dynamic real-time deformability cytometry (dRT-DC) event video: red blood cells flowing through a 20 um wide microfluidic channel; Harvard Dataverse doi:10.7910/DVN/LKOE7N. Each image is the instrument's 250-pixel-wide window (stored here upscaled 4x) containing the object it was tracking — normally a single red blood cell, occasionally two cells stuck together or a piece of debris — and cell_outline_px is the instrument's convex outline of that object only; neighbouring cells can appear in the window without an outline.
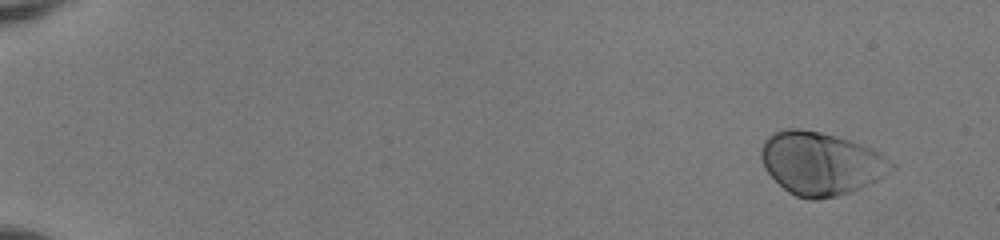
{"species": "human", "species_latin": "Homo sapiens", "temperature_condition": "room temperature", "stored_images_in_passage": 54, "camera_frame_rate_fps": 3000, "um_per_image_px": 0.085, "donor": {"sex": "female"}, "frame": {"image": 1, "passage_image": 5, "time_ms": 1.333, "image_size_px": [1000, 240], "cell_outline_px": [[896, 168], [880, 180], [872, 184], [852, 192], [836, 196], [816, 200], [808, 200], [796, 196], [788, 192], [764, 168], [760, 156], [760, 148], [764, 140], [772, 132], [784, 128], [800, 128], [820, 132], [852, 140], [880, 152], [896, 164]], "centroid_in_image_um": [69.81, 13.88], "position_along_channel_um": 15.2, "area_um2": 48.55}}
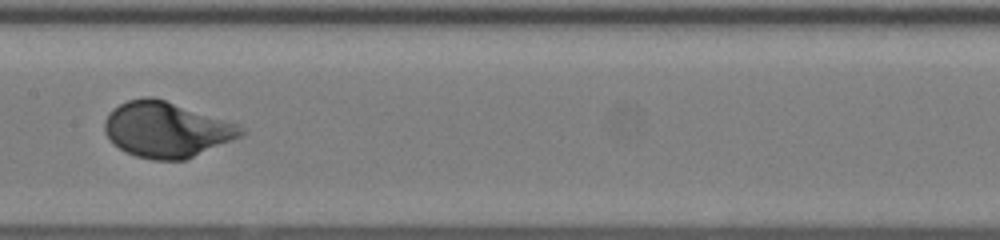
{"frame": {"image": 2, "passage_image": 31, "time_ms": 10.0, "image_size_px": [1000, 240], "cell_outline_px": [[248, 132], [232, 140], [184, 160], [152, 160], [136, 156], [112, 144], [104, 132], [104, 120], [108, 112], [112, 108], [128, 100], [144, 96], [152, 96], [240, 124], [248, 128]], "centroid_in_image_um": [14.15, 11.0], "position_along_channel_um": 193.3, "area_um2": 44.33}}
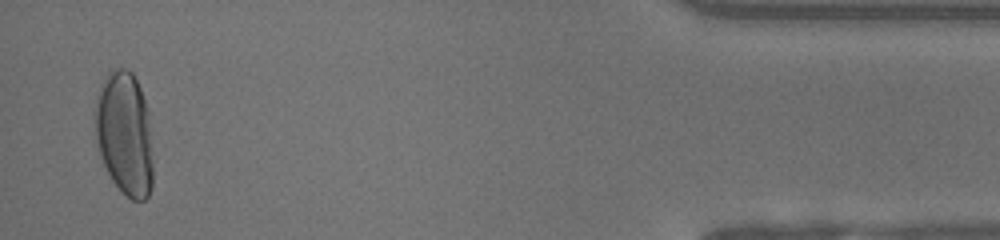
{"frame": {"image": 3, "passage_image": 53, "time_ms": 17.333, "image_size_px": [1000, 240], "cell_outline_px": [[152, 188], [148, 196], [144, 200], [132, 200], [112, 180], [104, 164], [100, 152], [96, 136], [92, 116], [96, 96], [100, 84], [108, 72], [112, 68], [128, 68], [132, 72], [140, 88], [144, 100], [148, 128], [152, 160]], "centroid_in_image_um": [10.54, 11.31], "position_along_channel_um": 424.7, "area_um2": 41.5}, "authors_computed_cell_mechanics": {"area_um2": 43.928, "velocity_mm_per_s": 4.0031, "shape_relaxation_time_tau1_ms": 2.6682, "shape_relaxation_time_tau2_ms": null, "deformation_change_tau1": 0.1723, "deformation_change_tau2": null}}